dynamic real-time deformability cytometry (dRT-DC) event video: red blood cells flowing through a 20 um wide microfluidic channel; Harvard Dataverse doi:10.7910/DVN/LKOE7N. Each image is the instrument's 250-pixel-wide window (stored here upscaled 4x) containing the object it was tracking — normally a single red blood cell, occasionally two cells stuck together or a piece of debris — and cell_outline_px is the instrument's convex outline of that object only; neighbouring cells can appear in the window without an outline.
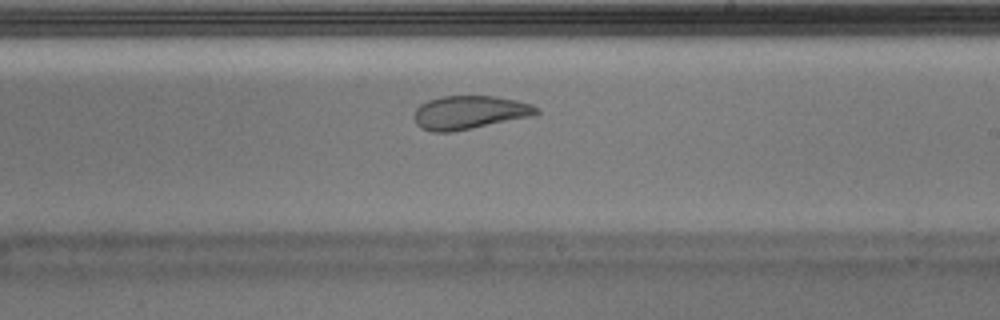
{"species": "Egyptian fruit bat (a non-hibernating species)", "species_latin": "Rousettus aegyptiacus", "temperature_condition": "warm", "stored_images_in_passage": 30, "camera_frame_rate_fps": 3000, "um_per_image_px": 0.085, "animal": {"sex": "male"}, "frame": {"image": 1, "passage_image": 13, "time_ms": 4.0, "image_size_px": [1000, 320], "cell_outline_px": [[540, 112], [532, 116], [452, 132], [432, 132], [420, 128], [416, 124], [416, 108], [420, 104], [428, 100], [444, 96], [496, 96], [516, 100], [532, 104], [540, 108]], "centroid_in_image_um": [39.93, 9.55], "position_along_channel_um": 249.1, "area_um2": 23.81}}